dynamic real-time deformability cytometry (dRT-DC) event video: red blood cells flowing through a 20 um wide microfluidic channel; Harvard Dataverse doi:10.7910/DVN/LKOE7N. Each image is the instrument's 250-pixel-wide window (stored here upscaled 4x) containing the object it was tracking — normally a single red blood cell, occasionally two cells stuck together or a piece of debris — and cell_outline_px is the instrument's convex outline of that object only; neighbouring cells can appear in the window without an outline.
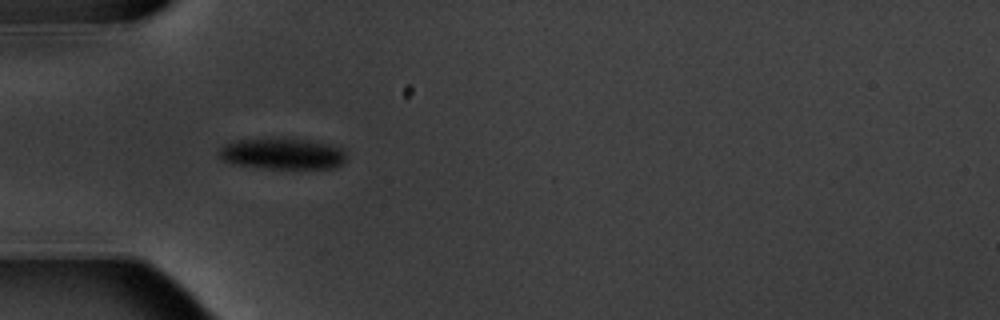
{"species": "common noctule bat (a hibernating species)", "species_latin": "Nyctalus noctula", "temperature_condition": "warm", "stored_images_in_passage": 7, "camera_frame_rate_fps": 3000, "um_per_image_px": 0.085, "animal": {"sex": "male", "body_mass_g": 20.1, "forearm_length_mm": 53.5}, "frame": {"image": 1, "passage_image": 1, "time_ms": 0.0, "image_size_px": [1000, 320], "cell_outline_px": [[344, 160], [336, 168], [264, 168], [232, 164], [224, 160], [216, 152], [224, 144], [236, 140], [308, 140], [328, 144], [340, 148], [344, 152]], "centroid_in_image_um": [23.96, 13.09], "position_along_channel_um": 61.0, "area_um2": 22.43}}